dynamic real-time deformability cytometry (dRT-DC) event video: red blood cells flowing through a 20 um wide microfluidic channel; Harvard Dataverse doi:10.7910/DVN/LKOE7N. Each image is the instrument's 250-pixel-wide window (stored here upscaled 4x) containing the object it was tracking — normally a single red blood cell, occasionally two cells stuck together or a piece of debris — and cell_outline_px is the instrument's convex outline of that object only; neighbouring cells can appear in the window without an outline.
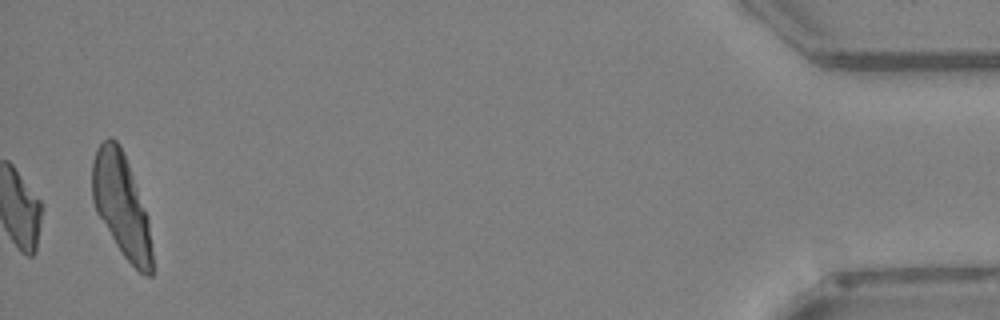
{"species": "Egyptian fruit bat (a non-hibernating species)", "species_latin": "Rousettus aegyptiacus", "temperature_condition": "warm", "stored_images_in_passage": 40, "camera_frame_rate_fps": 3000, "um_per_image_px": 0.085, "animal": {"sex": "female"}, "frame": {"image": 1, "passage_image": 40, "time_ms": 13.0, "image_size_px": [1000, 320], "cell_outline_px": [[152, 276], [144, 276], [124, 256], [116, 244], [96, 212], [92, 200], [92, 160], [96, 148], [108, 136], [112, 136], [120, 144], [128, 164], [148, 216], [152, 248]], "centroid_in_image_um": [10.31, 17.42], "position_along_channel_um": 424.9, "area_um2": 35.89}}